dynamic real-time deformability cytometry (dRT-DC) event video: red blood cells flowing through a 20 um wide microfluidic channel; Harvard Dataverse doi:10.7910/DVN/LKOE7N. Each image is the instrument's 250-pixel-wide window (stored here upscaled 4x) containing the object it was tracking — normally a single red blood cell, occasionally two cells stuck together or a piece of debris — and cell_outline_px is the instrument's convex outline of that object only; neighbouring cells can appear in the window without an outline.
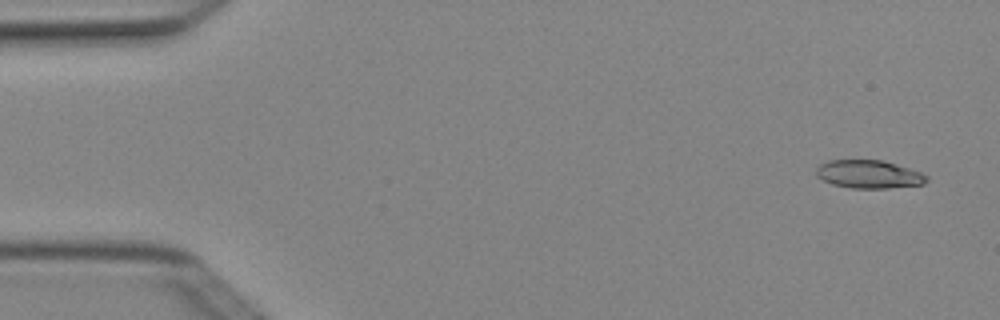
{"species": "Egyptian fruit bat (a non-hibernating species)", "species_latin": "Rousettus aegyptiacus", "temperature_condition": "cold", "stored_images_in_passage": 4, "camera_frame_rate_fps": 3000, "um_per_image_px": 0.085, "animal": {"sex": "female"}, "frame": {"image": 1, "passage_image": 1, "time_ms": 0.0, "image_size_px": [1000, 320], "cell_outline_px": [[928, 180], [924, 184], [888, 188], [852, 188], [832, 184], [816, 176], [816, 168], [820, 164], [828, 160], [884, 160], [920, 172], [928, 176]], "centroid_in_image_um": [73.85, 14.81], "position_along_channel_um": 11.2, "area_um2": 18.09}}
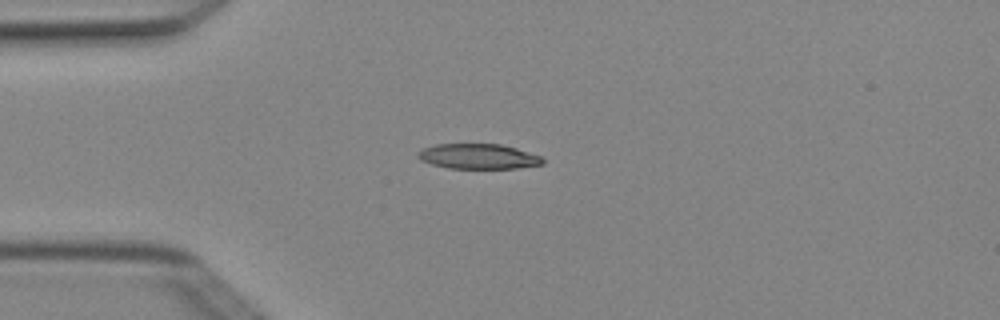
{"frame": {"image": 2, "passage_image": 4, "time_ms": 1.0, "image_size_px": [1000, 320], "cell_outline_px": [[544, 164], [516, 168], [448, 168], [432, 164], [420, 160], [416, 156], [416, 152], [424, 148], [436, 144], [500, 144], [516, 148], [540, 156], [544, 160]], "centroid_in_image_um": [40.63, 13.29], "position_along_channel_um": 44.4, "area_um2": 18.21}}